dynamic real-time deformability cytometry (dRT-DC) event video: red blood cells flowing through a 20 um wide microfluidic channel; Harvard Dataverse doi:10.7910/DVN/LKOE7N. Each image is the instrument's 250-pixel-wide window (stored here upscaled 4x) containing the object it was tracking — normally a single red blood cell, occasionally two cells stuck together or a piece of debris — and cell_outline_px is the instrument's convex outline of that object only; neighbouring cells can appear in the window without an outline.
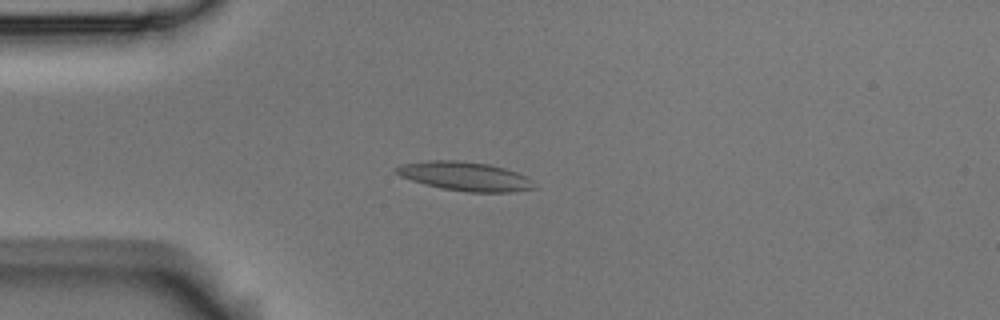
{"species": "Egyptian fruit bat (a non-hibernating species)", "species_latin": "Rousettus aegyptiacus", "temperature_condition": "room temperature", "stored_images_in_passage": 4, "camera_frame_rate_fps": 3000, "um_per_image_px": 0.085, "animal": {"sex": "male"}, "frame": {"image": 1, "passage_image": 3, "time_ms": 0.667, "image_size_px": [1000, 320], "cell_outline_px": [[536, 188], [512, 192], [468, 192], [440, 188], [424, 184], [400, 176], [396, 172], [396, 168], [404, 164], [428, 160], [456, 160], [488, 164], [504, 168], [516, 172], [532, 180]], "centroid_in_image_um": [39.54, 14.99], "position_along_channel_um": 45.5, "area_um2": 23.06}}
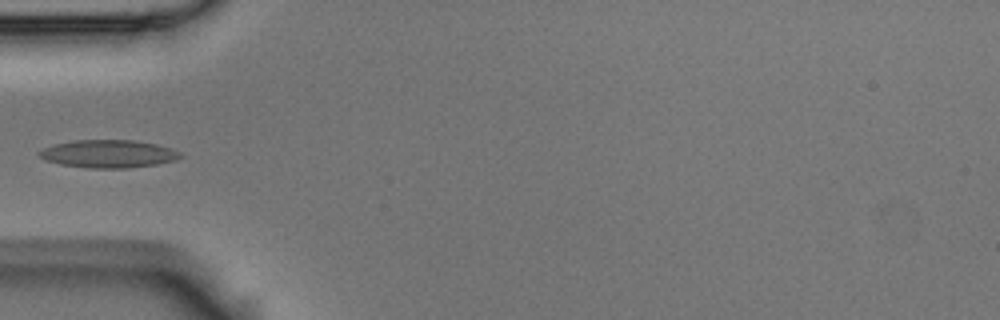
{"frame": {"image": 2, "passage_image": 4, "time_ms": 1.0, "image_size_px": [1000, 320], "cell_outline_px": [[184, 156], [176, 160], [156, 164], [124, 168], [88, 168], [60, 164], [44, 160], [36, 152], [44, 148], [56, 144], [76, 140], [132, 140], [156, 144], [180, 152]], "centroid_in_image_um": [9.2, 13.08], "position_along_channel_um": 75.8, "area_um2": 22.72}}